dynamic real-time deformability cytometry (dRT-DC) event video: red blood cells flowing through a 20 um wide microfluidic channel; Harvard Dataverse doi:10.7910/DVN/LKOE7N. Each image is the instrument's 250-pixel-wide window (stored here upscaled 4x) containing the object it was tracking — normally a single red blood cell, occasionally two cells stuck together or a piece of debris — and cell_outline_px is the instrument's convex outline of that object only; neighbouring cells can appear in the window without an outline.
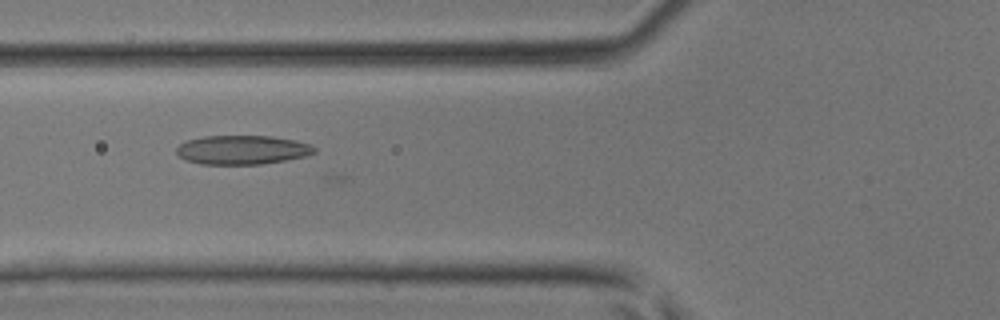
{"species": "common noctule bat (a hibernating species)", "species_latin": "Nyctalus noctula", "temperature_condition": "room temperature", "stored_images_in_passage": 45, "camera_frame_rate_fps": 3000, "um_per_image_px": 0.085, "animal": {"sex": "male", "body_mass_g": 17.9, "forearm_length_mm": 54.2}, "frame": {"image": 1, "passage_image": 18, "time_ms": 5.667, "image_size_px": [1000, 320], "cell_outline_px": [[316, 152], [308, 156], [260, 164], [200, 164], [184, 160], [176, 152], [176, 148], [180, 144], [188, 140], [204, 136], [272, 136], [296, 140], [312, 144], [316, 148]], "centroid_in_image_um": [20.62, 12.73], "position_along_channel_um": 105.2, "area_um2": 23.47}}
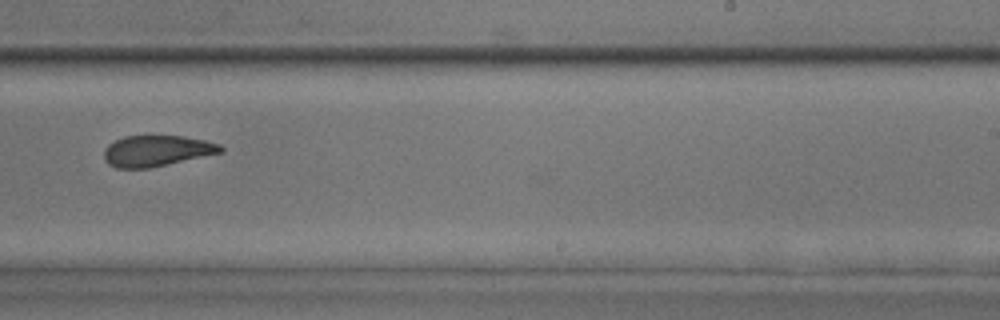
{"frame": {"image": 2, "passage_image": 29, "time_ms": 9.333, "image_size_px": [1000, 320], "cell_outline_px": [[224, 152], [148, 168], [116, 168], [108, 164], [104, 160], [104, 148], [108, 144], [124, 136], [184, 136], [204, 140], [220, 144], [224, 148]], "centroid_in_image_um": [13.31, 12.82], "position_along_channel_um": 275.7, "area_um2": 21.04}}
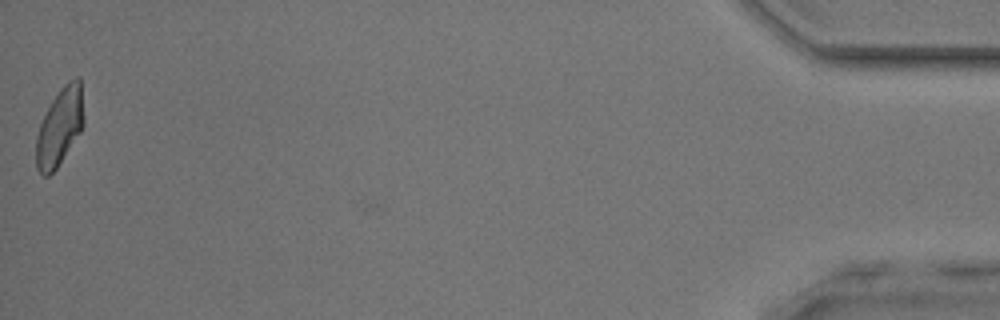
{"frame": {"image": 3, "passage_image": 45, "time_ms": 14.667, "image_size_px": [1000, 320], "cell_outline_px": [[84, 124], [80, 132], [56, 168], [48, 176], [44, 176], [36, 168], [36, 136], [40, 124], [52, 100], [60, 88], [68, 80], [76, 76], [80, 76], [84, 116]], "centroid_in_image_um": [5.09, 10.74], "position_along_channel_um": 430.1, "area_um2": 21.44}}